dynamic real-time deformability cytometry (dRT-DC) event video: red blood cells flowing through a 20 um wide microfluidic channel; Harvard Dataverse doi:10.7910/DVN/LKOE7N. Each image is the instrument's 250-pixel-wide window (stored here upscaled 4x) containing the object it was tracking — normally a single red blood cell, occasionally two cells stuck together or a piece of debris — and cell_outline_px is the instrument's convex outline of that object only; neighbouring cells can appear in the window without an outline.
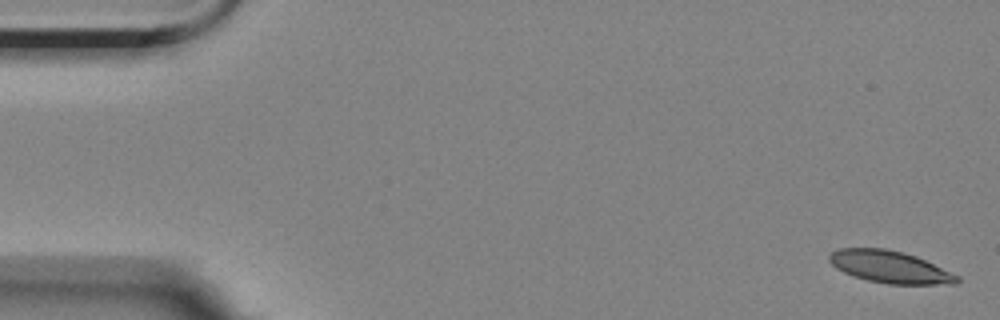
{"species": "Egyptian fruit bat (a non-hibernating species)", "species_latin": "Rousettus aegyptiacus", "temperature_condition": "room temperature", "stored_images_in_passage": 4, "camera_frame_rate_fps": 3000, "um_per_image_px": 0.085, "animal": {"sex": "female"}, "frame": {"image": 1, "passage_image": 1, "time_ms": 0.0, "image_size_px": [1000, 320], "cell_outline_px": [[960, 280], [956, 284], [888, 284], [868, 280], [844, 272], [836, 268], [828, 260], [828, 256], [832, 252], [840, 248], [884, 248], [904, 252], [916, 256], [960, 276]], "centroid_in_image_um": [75.66, 22.68], "position_along_channel_um": 9.3, "area_um2": 23.81}}
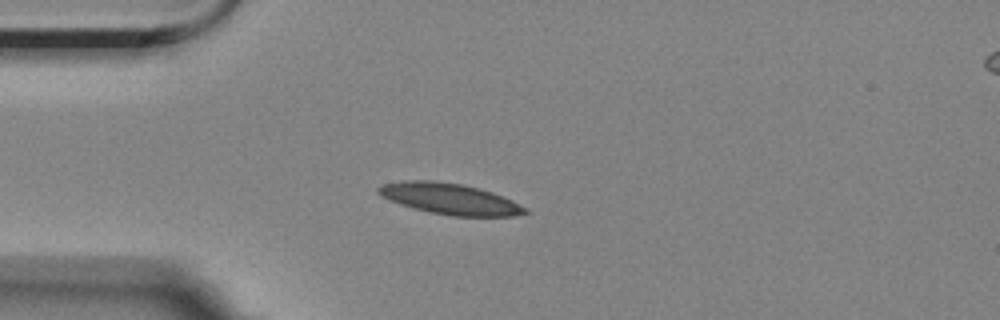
{"frame": {"image": 2, "passage_image": 4, "time_ms": 4.333, "image_size_px": [1000, 320], "cell_outline_px": [[528, 212], [516, 216], [452, 216], [428, 212], [400, 204], [380, 196], [376, 192], [376, 188], [384, 184], [404, 180], [432, 180], [464, 184], [480, 188], [492, 192], [512, 200], [528, 208]], "centroid_in_image_um": [38.23, 16.89], "position_along_channel_um": 46.8, "area_um2": 26.7}}